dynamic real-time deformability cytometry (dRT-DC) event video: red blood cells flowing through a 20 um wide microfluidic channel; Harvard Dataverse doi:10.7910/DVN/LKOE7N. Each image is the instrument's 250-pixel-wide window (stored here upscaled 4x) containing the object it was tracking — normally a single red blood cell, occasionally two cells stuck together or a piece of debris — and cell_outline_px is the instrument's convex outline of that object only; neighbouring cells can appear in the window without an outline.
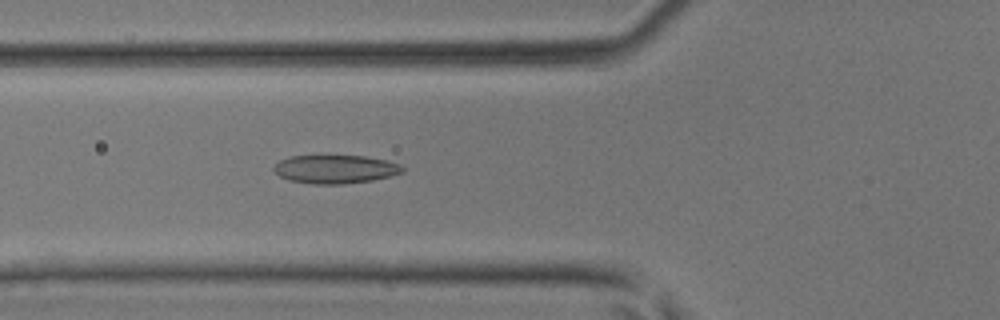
{"species": "common noctule bat (a hibernating species)", "species_latin": "Nyctalus noctula", "temperature_condition": "room temperature", "stored_images_in_passage": 32, "camera_frame_rate_fps": 3000, "um_per_image_px": 0.085, "animal": {"sex": "male", "body_mass_g": 17.9, "forearm_length_mm": 54.2}, "frame": {"image": 1, "passage_image": 3, "time_ms": 0.667, "image_size_px": [1000, 320], "cell_outline_px": [[404, 172], [392, 176], [372, 180], [344, 184], [312, 184], [288, 180], [280, 176], [272, 168], [280, 160], [288, 156], [364, 156], [384, 160], [400, 164], [404, 168]], "centroid_in_image_um": [28.5, 14.39], "position_along_channel_um": 97.3, "area_um2": 21.33}}
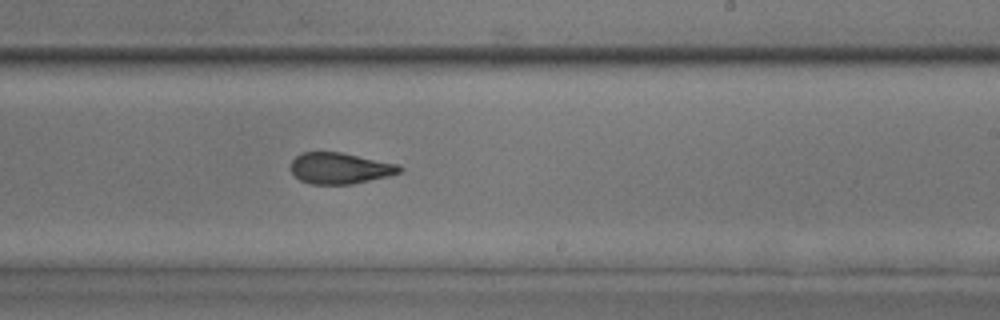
{"frame": {"image": 2, "passage_image": 14, "time_ms": 4.333, "image_size_px": [1000, 320], "cell_outline_px": [[404, 168], [400, 172], [388, 176], [352, 184], [308, 184], [300, 180], [292, 172], [292, 160], [300, 152], [340, 152], [396, 164]], "centroid_in_image_um": [28.87, 14.3], "position_along_channel_um": 260.1, "area_um2": 19.54}}
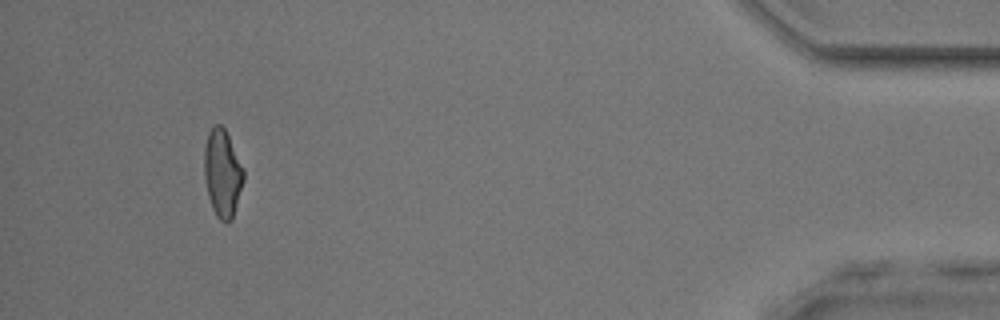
{"frame": {"image": 3, "passage_image": 29, "time_ms": 9.333, "image_size_px": [1000, 320], "cell_outline_px": [[244, 180], [232, 220], [228, 224], [224, 224], [216, 216], [212, 208], [208, 196], [204, 180], [204, 148], [208, 132], [216, 124], [220, 124], [224, 128], [244, 168]], "centroid_in_image_um": [18.9, 14.77], "position_along_channel_um": 416.3, "area_um2": 20.29}}